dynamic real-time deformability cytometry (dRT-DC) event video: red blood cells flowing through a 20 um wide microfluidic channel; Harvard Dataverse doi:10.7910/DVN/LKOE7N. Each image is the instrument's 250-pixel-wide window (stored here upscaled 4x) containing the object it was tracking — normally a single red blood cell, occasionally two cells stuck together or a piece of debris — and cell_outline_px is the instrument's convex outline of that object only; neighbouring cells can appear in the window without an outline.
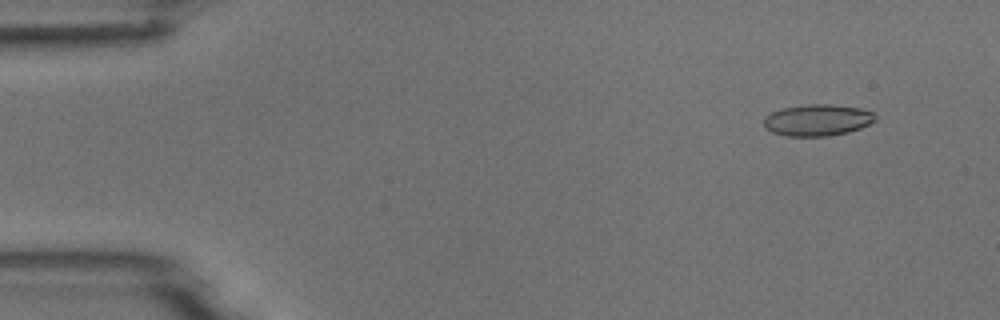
{"species": "common noctule bat (a hibernating species)", "species_latin": "Nyctalus noctula", "temperature_condition": "room temperature", "stored_images_in_passage": 15, "camera_frame_rate_fps": 3000, "um_per_image_px": 0.085, "animal": {"sex": "male", "body_mass_g": 18.8}, "frame": {"image": 1, "passage_image": 5, "time_ms": 1.333, "image_size_px": [1000, 320], "cell_outline_px": [[876, 120], [860, 128], [848, 132], [828, 136], [784, 136], [772, 132], [764, 128], [764, 116], [780, 108], [808, 104], [832, 104], [860, 108], [872, 112], [876, 116]], "centroid_in_image_um": [69.45, 10.2], "position_along_channel_um": 15.5, "area_um2": 20.63}}